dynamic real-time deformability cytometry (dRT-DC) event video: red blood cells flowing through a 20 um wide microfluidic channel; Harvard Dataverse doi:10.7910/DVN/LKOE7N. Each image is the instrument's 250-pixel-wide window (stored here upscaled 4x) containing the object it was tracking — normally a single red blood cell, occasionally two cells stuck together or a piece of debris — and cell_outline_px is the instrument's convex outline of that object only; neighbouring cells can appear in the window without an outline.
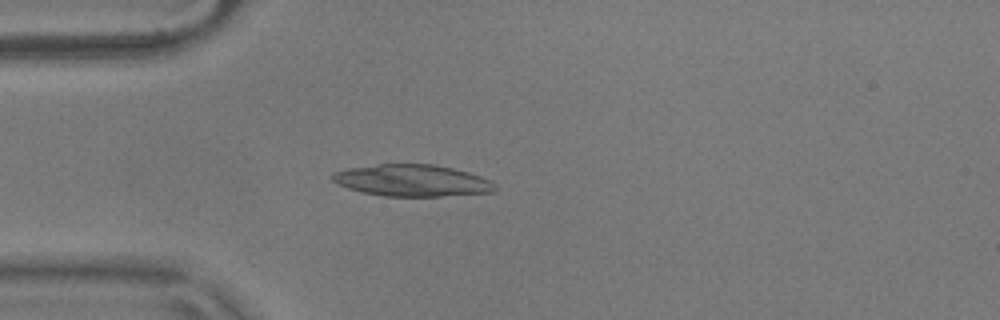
{"species": "common noctule bat (a hibernating species)", "species_latin": "Nyctalus noctula", "temperature_condition": "warm", "stored_images_in_passage": 55, "camera_frame_rate_fps": 3000, "um_per_image_px": 0.085, "animal": {"sex": "male", "body_mass_g": 17.9}, "frame": {"image": 1, "passage_image": 15, "time_ms": 4.667, "image_size_px": [1000, 320], "cell_outline_px": [[496, 188], [492, 192], [440, 196], [384, 196], [364, 192], [348, 188], [332, 180], [332, 172], [348, 168], [376, 164], [432, 164], [452, 168], [468, 172], [492, 180], [496, 184]], "centroid_in_image_um": [35.05, 15.33], "position_along_channel_um": 50.0, "area_um2": 29.94}}
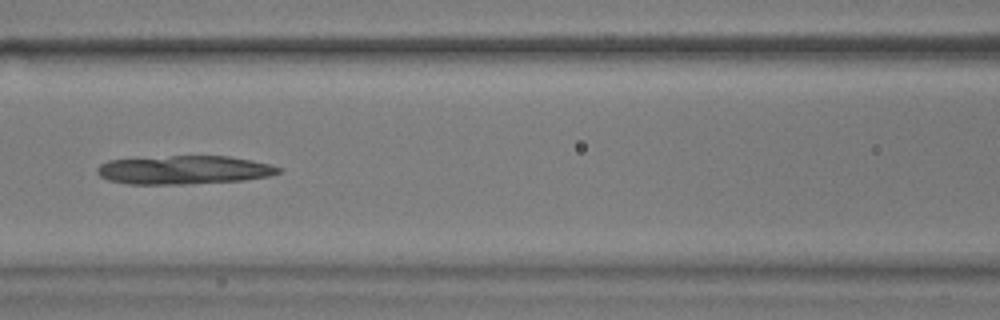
{"frame": {"image": 2, "passage_image": 24, "time_ms": 7.667, "image_size_px": [1000, 320], "cell_outline_px": [[284, 168], [280, 172], [268, 176], [244, 180], [188, 184], [128, 184], [108, 180], [100, 176], [96, 172], [96, 168], [100, 164], [108, 160], [172, 156], [228, 156], [252, 160], [272, 164]], "centroid_in_image_um": [15.65, 14.44], "position_along_channel_um": 150.9, "area_um2": 30.35}}
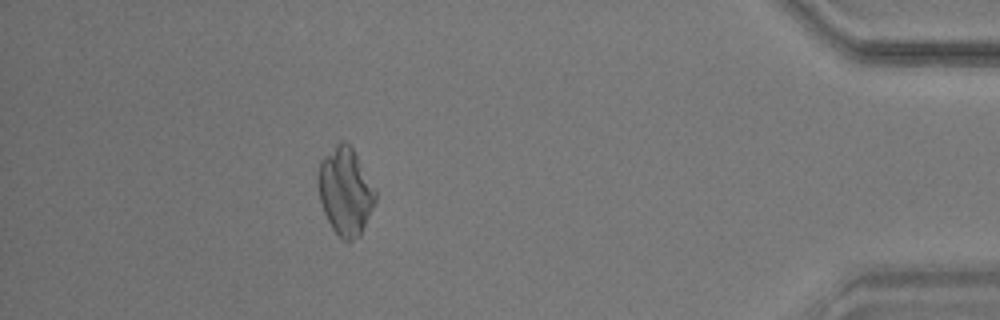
{"frame": {"image": 3, "passage_image": 49, "time_ms": 16.0, "image_size_px": [1000, 320], "cell_outline_px": [[376, 200], [360, 236], [348, 244], [332, 228], [324, 212], [320, 200], [316, 180], [316, 176], [320, 160], [340, 140], [344, 140], [352, 148], [376, 188]], "centroid_in_image_um": [29.35, 16.26], "position_along_channel_um": 405.9, "area_um2": 29.42}, "authors_computed_cell_mechanics": {"area_um2": 29.5358, "velocity_mm_per_s": 3.6755, "shape_relaxation_time_tau1_ms": null, "shape_relaxation_time_tau2_ms": 2.7815, "deformation_change_tau1": null, "deformation_change_tau2": 0.0686}}